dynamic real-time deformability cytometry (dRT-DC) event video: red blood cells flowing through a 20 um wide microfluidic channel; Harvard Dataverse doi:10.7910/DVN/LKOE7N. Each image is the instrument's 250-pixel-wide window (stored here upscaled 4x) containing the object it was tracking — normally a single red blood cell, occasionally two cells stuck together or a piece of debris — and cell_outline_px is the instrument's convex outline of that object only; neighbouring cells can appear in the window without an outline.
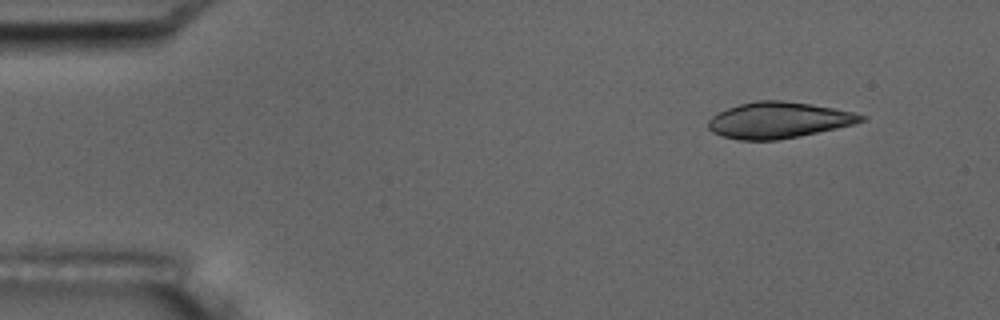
{"species": "common noctule bat (a hibernating species)", "species_latin": "Nyctalus noctula", "temperature_condition": "room temperature", "stored_images_in_passage": 4, "camera_frame_rate_fps": 3000, "um_per_image_px": 0.085, "animal": {"sex": "male", "body_mass_g": 17.5, "forearm_length_mm": 52.3}, "frame": {"image": 1, "passage_image": 2, "time_ms": 1.0, "image_size_px": [1000, 320], "cell_outline_px": [[868, 116], [864, 120], [852, 124], [836, 128], [800, 136], [776, 140], [736, 140], [712, 132], [708, 128], [708, 120], [712, 116], [728, 108], [740, 104], [756, 100], [780, 100], [812, 104], [852, 112]], "centroid_in_image_um": [66.16, 10.21], "position_along_channel_um": 18.8, "area_um2": 31.96}}